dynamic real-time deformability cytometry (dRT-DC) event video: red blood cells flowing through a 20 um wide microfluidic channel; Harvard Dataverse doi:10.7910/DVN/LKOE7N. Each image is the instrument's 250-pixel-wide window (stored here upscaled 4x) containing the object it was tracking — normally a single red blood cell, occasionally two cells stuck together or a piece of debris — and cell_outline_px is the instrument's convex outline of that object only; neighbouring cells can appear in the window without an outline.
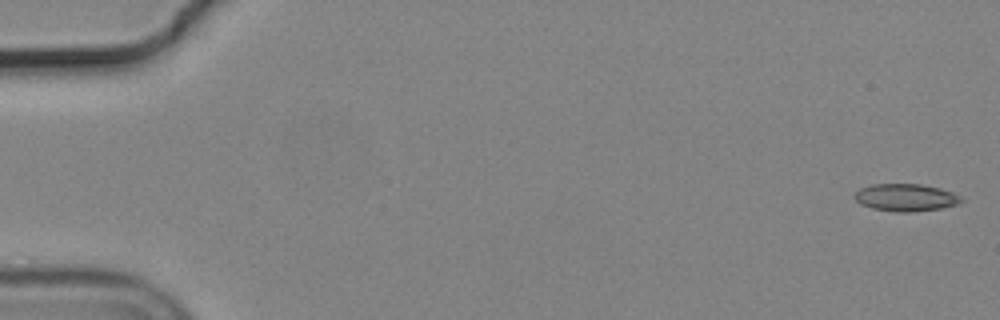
{"species": "common noctule bat (a hibernating species)", "species_latin": "Nyctalus noctula", "temperature_condition": "cold", "stored_images_in_passage": 7, "camera_frame_rate_fps": 3000, "um_per_image_px": 0.085, "animal": {"sex": "male", "body_mass_g": 19.2, "forearm_length_mm": 51.8}, "frame": {"image": 1, "passage_image": 1, "time_ms": 0.0, "image_size_px": [1000, 320], "cell_outline_px": [[964, 200], [960, 204], [940, 208], [908, 212], [896, 212], [872, 208], [860, 204], [852, 196], [860, 188], [872, 184], [920, 184], [940, 188], [952, 192], [960, 196]], "centroid_in_image_um": [76.98, 16.78], "position_along_channel_um": 8.0, "area_um2": 17.05}}